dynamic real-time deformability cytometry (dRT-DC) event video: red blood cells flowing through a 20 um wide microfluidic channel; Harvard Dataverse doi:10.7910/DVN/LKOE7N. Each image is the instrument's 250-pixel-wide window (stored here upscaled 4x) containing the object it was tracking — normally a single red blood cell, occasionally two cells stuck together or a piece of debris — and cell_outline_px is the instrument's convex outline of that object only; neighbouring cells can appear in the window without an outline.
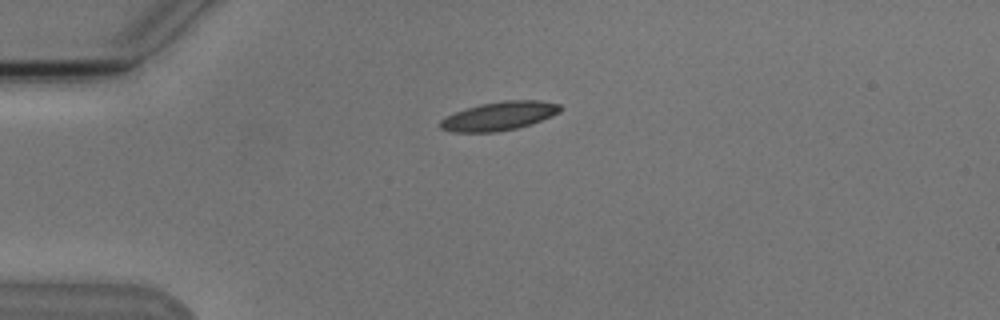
{"species": "Egyptian fruit bat (a non-hibernating species)", "species_latin": "Rousettus aegyptiacus", "temperature_condition": "cold", "stored_images_in_passage": 6, "camera_frame_rate_fps": 3000, "um_per_image_px": 0.085, "animal": {"sex": "male"}, "frame": {"image": 1, "passage_image": 1, "time_ms": 0.0, "image_size_px": [1000, 320], "cell_outline_px": [[564, 108], [560, 112], [552, 116], [532, 124], [516, 128], [496, 132], [452, 132], [440, 128], [440, 120], [456, 112], [480, 104], [504, 100], [540, 100], [560, 104]], "centroid_in_image_um": [42.49, 9.86], "position_along_channel_um": 42.5, "area_um2": 20.06}}
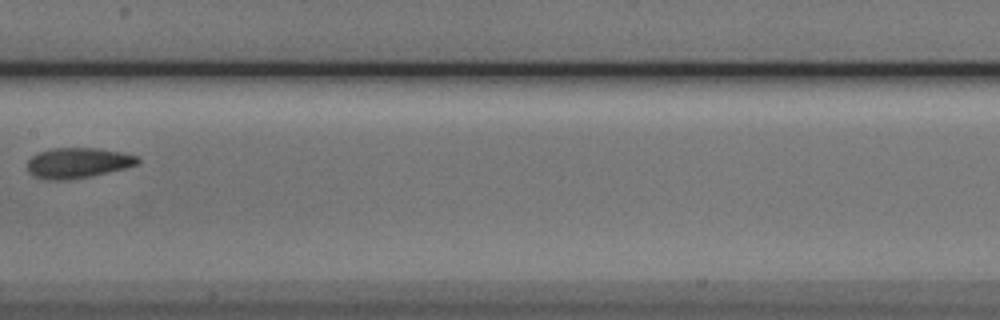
{"frame": {"image": 2, "passage_image": 5, "time_ms": 5.0, "image_size_px": [1000, 320], "cell_outline_px": [[140, 160], [136, 164], [124, 168], [92, 176], [68, 180], [48, 180], [36, 176], [28, 172], [28, 160], [32, 156], [40, 152], [52, 148], [96, 148], [124, 152], [136, 156]], "centroid_in_image_um": [6.61, 13.84], "position_along_channel_um": 200.8, "area_um2": 19.42}}
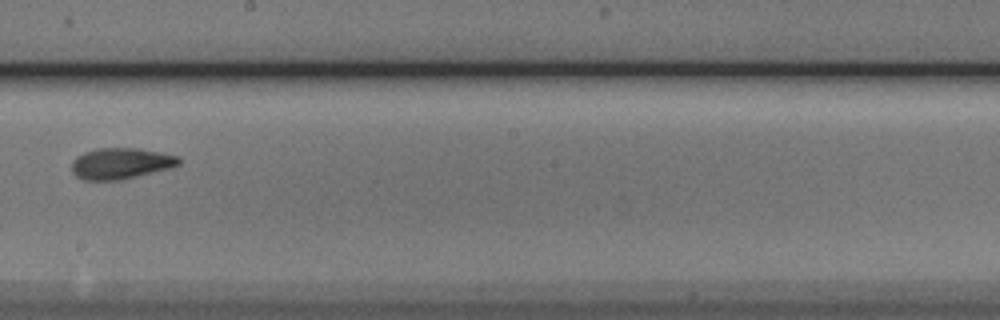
{"frame": {"image": 3, "passage_image": 6, "time_ms": 6.0, "image_size_px": [1000, 320], "cell_outline_px": [[180, 164], [172, 168], [120, 180], [84, 180], [76, 176], [72, 172], [72, 160], [76, 156], [84, 152], [96, 148], [136, 148], [160, 152], [176, 156], [180, 160]], "centroid_in_image_um": [10.24, 13.89], "position_along_channel_um": 238.0, "area_um2": 19.48}}